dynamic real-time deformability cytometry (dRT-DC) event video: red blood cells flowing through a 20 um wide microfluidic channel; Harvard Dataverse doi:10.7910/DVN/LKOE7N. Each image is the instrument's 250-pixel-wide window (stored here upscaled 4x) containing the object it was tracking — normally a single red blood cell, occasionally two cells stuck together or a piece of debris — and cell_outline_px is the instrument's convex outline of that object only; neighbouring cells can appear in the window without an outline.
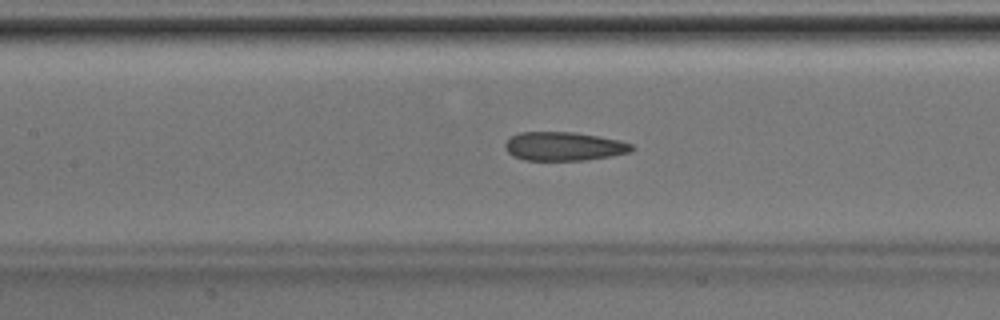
{"species": "Egyptian fruit bat (a non-hibernating species)", "species_latin": "Rousettus aegyptiacus", "temperature_condition": "room temperature", "stored_images_in_passage": 43, "camera_frame_rate_fps": 3000, "um_per_image_px": 0.085, "animal": {"sex": "male"}, "frame": {"image": 1, "passage_image": 19, "time_ms": 6.0, "image_size_px": [1000, 320], "cell_outline_px": [[632, 152], [612, 156], [584, 160], [524, 160], [512, 156], [504, 148], [504, 144], [512, 136], [520, 132], [572, 132], [620, 140], [632, 144]], "centroid_in_image_um": [47.91, 12.44], "position_along_channel_um": 159.5, "area_um2": 21.15}}